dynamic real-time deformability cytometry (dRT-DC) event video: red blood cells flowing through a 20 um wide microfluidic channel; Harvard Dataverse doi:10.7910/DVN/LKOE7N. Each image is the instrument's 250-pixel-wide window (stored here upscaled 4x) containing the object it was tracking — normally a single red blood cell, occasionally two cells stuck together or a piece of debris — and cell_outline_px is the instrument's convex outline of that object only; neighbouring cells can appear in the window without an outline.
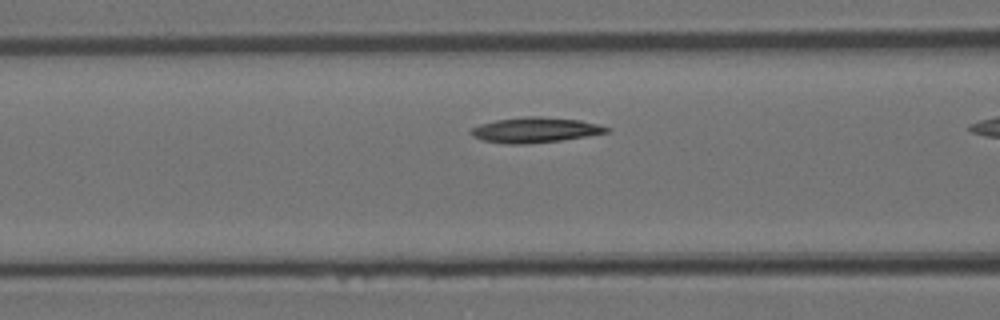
{"species": "Egyptian fruit bat (a non-hibernating species)", "species_latin": "Rousettus aegyptiacus", "temperature_condition": "room temperature", "stored_images_in_passage": 11, "camera_frame_rate_fps": 3000, "um_per_image_px": 0.085, "animal": {"sex": "female"}, "frame": {"image": 1, "passage_image": 7, "time_ms": 2.0, "image_size_px": [1000, 320], "cell_outline_px": [[612, 128], [608, 132], [560, 140], [528, 144], [504, 144], [484, 140], [472, 136], [468, 132], [472, 128], [480, 124], [496, 120], [524, 116], [540, 116], [580, 120]], "centroid_in_image_um": [45.45, 11.04], "position_along_channel_um": 121.2, "area_um2": 19.88}}
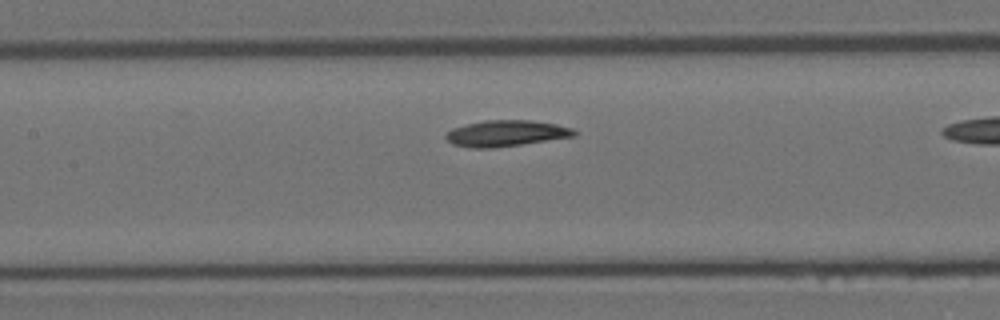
{"frame": {"image": 2, "passage_image": 10, "time_ms": 3.0, "image_size_px": [1000, 320], "cell_outline_px": [[576, 136], [520, 144], [488, 148], [472, 148], [452, 144], [444, 136], [452, 128], [484, 120], [528, 120], [556, 124], [572, 128], [576, 132]], "centroid_in_image_um": [43.0, 11.33], "position_along_channel_um": 164.4, "area_um2": 19.25}}